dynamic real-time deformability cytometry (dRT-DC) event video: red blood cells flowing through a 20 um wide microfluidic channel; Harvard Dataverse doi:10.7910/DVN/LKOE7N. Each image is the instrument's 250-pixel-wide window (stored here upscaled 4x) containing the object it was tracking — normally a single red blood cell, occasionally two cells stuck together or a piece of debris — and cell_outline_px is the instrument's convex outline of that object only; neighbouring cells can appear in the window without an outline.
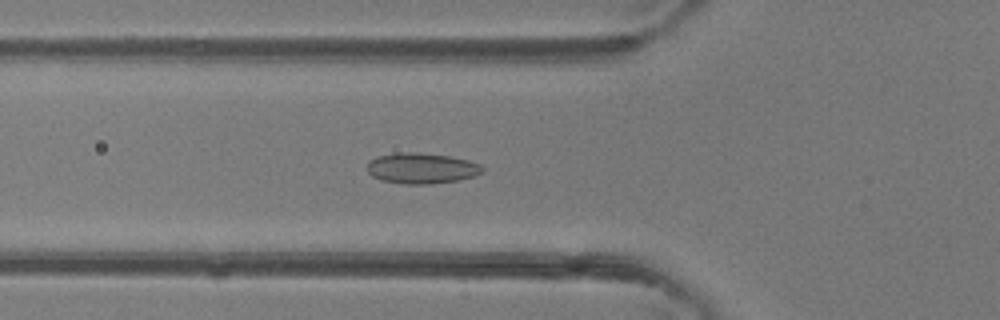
{"species": "common noctule bat (a hibernating species)", "species_latin": "Nyctalus noctula", "temperature_condition": "room temperature", "stored_images_in_passage": 47, "camera_frame_rate_fps": 3000, "um_per_image_px": 0.085, "animal": {"sex": "female"}, "frame": {"image": 1, "passage_image": 17, "time_ms": 5.333, "image_size_px": [1000, 320], "cell_outline_px": [[484, 172], [476, 176], [456, 180], [432, 184], [404, 184], [380, 180], [372, 176], [368, 172], [368, 160], [376, 156], [400, 152], [416, 152], [448, 156], [468, 160], [480, 164], [484, 168]], "centroid_in_image_um": [35.83, 14.3], "position_along_channel_um": 90.0, "area_um2": 20.75}}
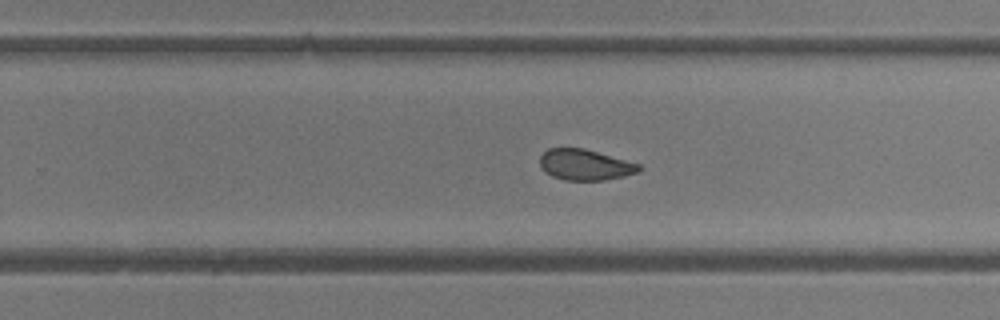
{"frame": {"image": 2, "passage_image": 30, "time_ms": 9.667, "image_size_px": [1000, 320], "cell_outline_px": [[644, 168], [640, 172], [624, 176], [604, 180], [564, 180], [552, 176], [544, 172], [540, 164], [540, 156], [548, 148], [584, 148], [640, 164]], "centroid_in_image_um": [49.75, 14.01], "position_along_channel_um": 280.1, "area_um2": 17.92}}
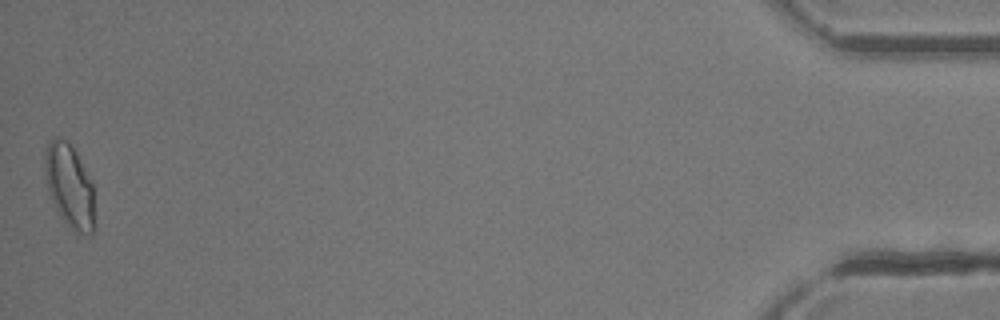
{"frame": {"image": 3, "passage_image": 47, "time_ms": 15.333, "image_size_px": [1000, 320], "cell_outline_px": [[92, 232], [88, 236], [76, 232], [64, 220], [56, 208], [48, 192], [44, 172], [44, 156], [48, 140], [52, 136], [56, 136], [68, 140], [92, 184]], "centroid_in_image_um": [5.83, 15.73], "position_along_channel_um": 429.4, "area_um2": 23.58}, "authors_computed_cell_mechanics": {"area_um2": 20.1144, "velocity_mm_per_s": 4.3861, "shape_relaxation_time_tau1_ms": null, "shape_relaxation_time_tau2_ms": 1.8365, "deformation_change_tau1": null, "deformation_change_tau2": 0.063}}